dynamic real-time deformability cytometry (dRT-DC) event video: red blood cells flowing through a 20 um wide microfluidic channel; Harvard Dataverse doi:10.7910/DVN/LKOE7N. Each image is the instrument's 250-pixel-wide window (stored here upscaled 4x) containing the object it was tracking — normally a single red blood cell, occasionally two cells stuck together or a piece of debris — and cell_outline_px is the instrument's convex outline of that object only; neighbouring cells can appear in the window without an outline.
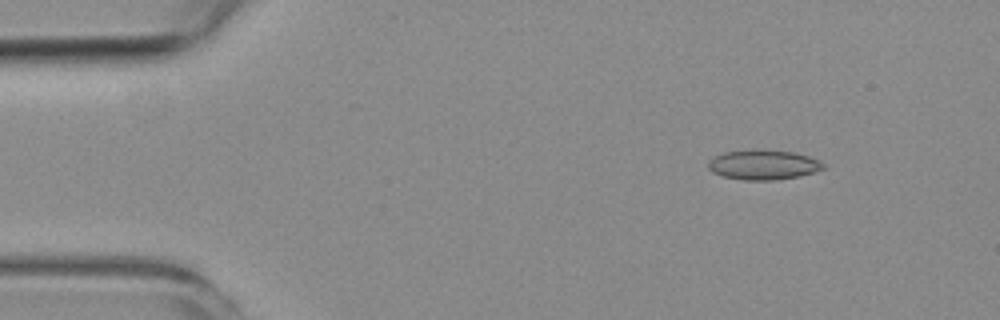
{"species": "common noctule bat (a hibernating species)", "species_latin": "Nyctalus noctula", "temperature_condition": "room temperature", "stored_images_in_passage": 5, "camera_frame_rate_fps": 3000, "um_per_image_px": 0.085, "animal": {"sex": "female", "body_mass_g": 19.3, "forearm_length_mm": 54.1}, "frame": {"image": 1, "passage_image": 2, "time_ms": 1.333, "image_size_px": [1000, 320], "cell_outline_px": [[828, 168], [800, 176], [772, 180], [744, 180], [724, 176], [712, 172], [708, 168], [708, 160], [712, 156], [724, 152], [792, 152], [808, 156], [820, 160]], "centroid_in_image_um": [64.9, 14.05], "position_along_channel_um": 20.1, "area_um2": 19.36}}
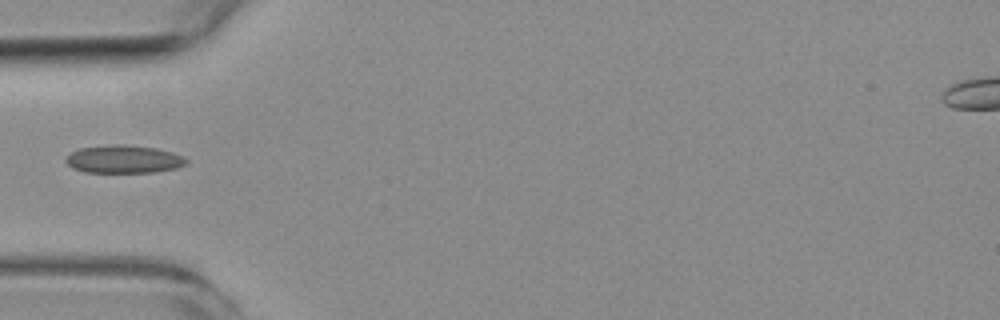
{"frame": {"image": 2, "passage_image": 5, "time_ms": 5.0, "image_size_px": [1000, 320], "cell_outline_px": [[188, 164], [176, 168], [156, 172], [84, 172], [72, 168], [64, 160], [64, 156], [80, 148], [112, 144], [124, 144], [156, 148], [172, 152], [188, 160]], "centroid_in_image_um": [10.49, 13.53], "position_along_channel_um": 74.5, "area_um2": 19.71}}